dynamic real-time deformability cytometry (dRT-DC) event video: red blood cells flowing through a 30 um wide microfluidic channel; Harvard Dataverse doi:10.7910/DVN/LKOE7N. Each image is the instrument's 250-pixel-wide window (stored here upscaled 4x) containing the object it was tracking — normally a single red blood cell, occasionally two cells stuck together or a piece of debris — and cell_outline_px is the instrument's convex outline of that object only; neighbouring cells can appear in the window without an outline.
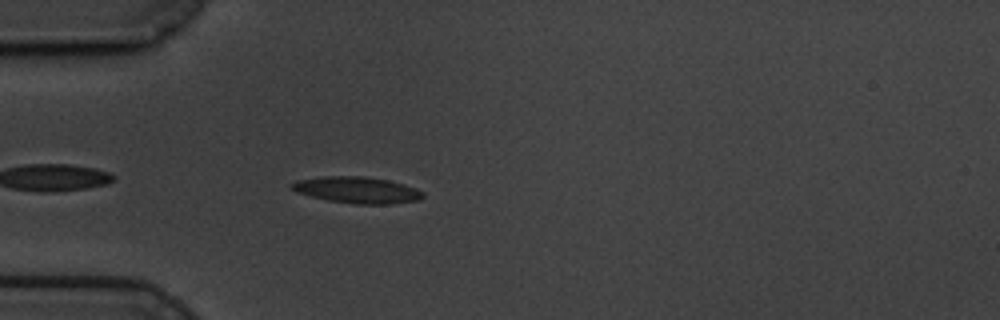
{"species": "common noctule bat (a hibernating species)", "species_latin": "Nyctalus noctula", "temperature_condition": "cold", "stored_images_in_passage": 46, "camera_frame_rate_fps": 3000, "um_per_image_px": 0.085, "animal": {"sex": "male", "body_mass_g": 19.5, "forearm_length_mm": 54.6}, "frame": {"image": 1, "passage_image": 4, "time_ms": 1.0, "image_size_px": [1000, 320], "cell_outline_px": [[424, 196], [420, 200], [392, 204], [356, 204], [328, 200], [296, 192], [292, 188], [292, 184], [296, 180], [320, 176], [364, 176], [388, 180], [404, 184], [416, 188], [424, 192]], "centroid_in_image_um": [30.39, 16.14], "position_along_channel_um": 54.6, "area_um2": 20.23}}
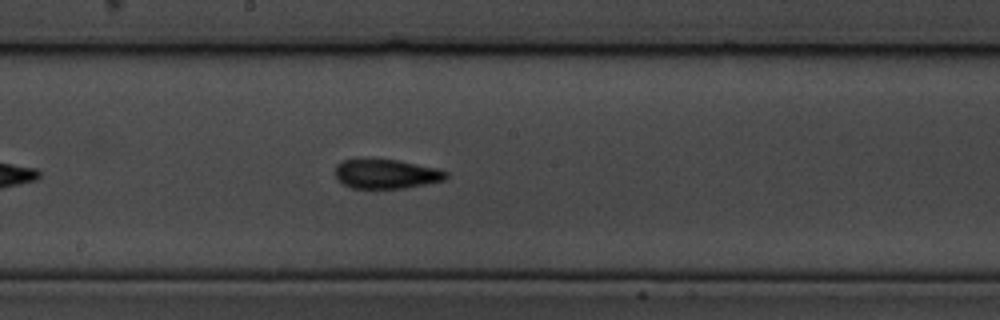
{"frame": {"image": 2, "passage_image": 19, "time_ms": 6.0, "image_size_px": [1000, 320], "cell_outline_px": [[448, 176], [444, 180], [404, 188], [352, 188], [336, 180], [332, 172], [336, 164], [344, 160], [396, 160], [436, 168], [448, 172]], "centroid_in_image_um": [32.76, 14.79], "position_along_channel_um": 215.4, "area_um2": 18.84}}
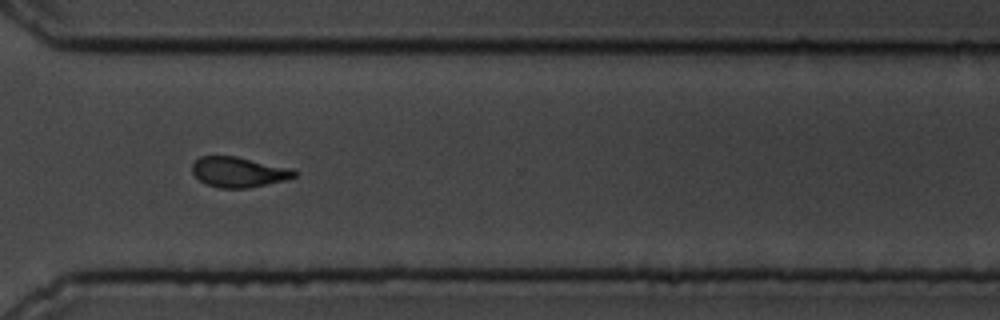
{"frame": {"image": 3, "passage_image": 31, "time_ms": 10.0, "image_size_px": [1000, 320], "cell_outline_px": [[296, 176], [284, 180], [248, 188], [220, 188], [208, 184], [200, 180], [192, 172], [192, 164], [200, 156], [236, 156], [288, 168], [296, 172]], "centroid_in_image_um": [20.24, 14.62], "position_along_channel_um": 350.4, "area_um2": 17.63}, "authors_computed_cell_mechanics": {"area_um2": 18.6694, "velocity_mm_per_s": 3.3764, "shape_relaxation_time_tau1_ms": 5.3532, "shape_relaxation_time_tau2_ms": 3.4082, "deformation_change_tau1": 0.1543, "deformation_change_tau2": 0.1006}}